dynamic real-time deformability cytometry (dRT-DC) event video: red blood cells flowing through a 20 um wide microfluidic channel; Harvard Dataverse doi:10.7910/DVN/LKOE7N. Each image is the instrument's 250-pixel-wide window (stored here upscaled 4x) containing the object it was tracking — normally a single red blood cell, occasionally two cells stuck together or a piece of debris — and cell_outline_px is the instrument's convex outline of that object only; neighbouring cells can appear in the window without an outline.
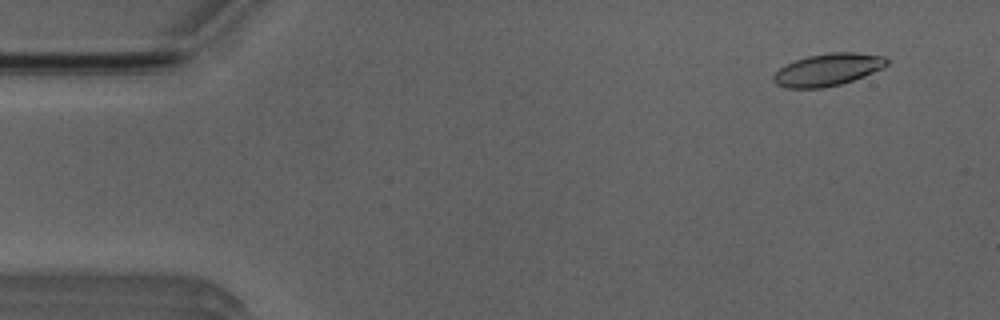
{"species": "Egyptian fruit bat (a non-hibernating species)", "species_latin": "Rousettus aegyptiacus", "temperature_condition": "room temperature", "stored_images_in_passage": 5, "camera_frame_rate_fps": 3000, "um_per_image_px": 0.085, "animal": {"sex": "male"}, "frame": {"image": 1, "passage_image": 2, "time_ms": 1.0, "image_size_px": [1000, 320], "cell_outline_px": [[888, 64], [884, 68], [864, 76], [840, 84], [820, 88], [788, 88], [776, 84], [772, 80], [772, 76], [780, 68], [796, 60], [808, 56], [828, 52], [856, 52], [884, 56], [888, 60]], "centroid_in_image_um": [70.38, 5.91], "position_along_channel_um": 14.6, "area_um2": 21.27}}
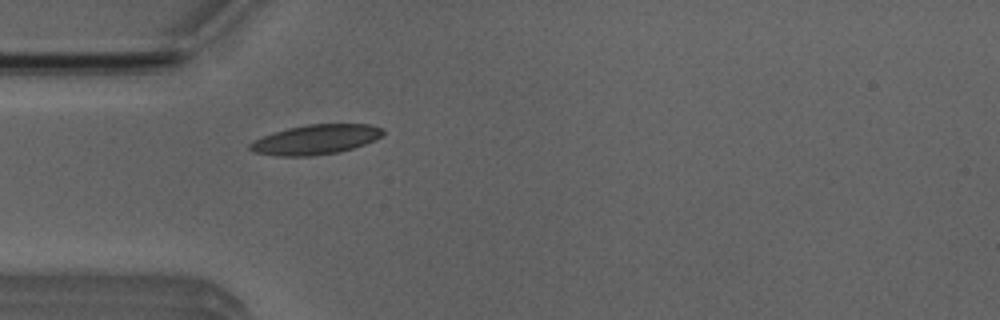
{"frame": {"image": 2, "passage_image": 5, "time_ms": 4.667, "image_size_px": [1000, 320], "cell_outline_px": [[384, 132], [380, 136], [364, 144], [352, 148], [336, 152], [308, 156], [280, 156], [252, 152], [248, 148], [248, 144], [252, 140], [272, 132], [288, 128], [308, 124], [368, 124], [380, 128]], "centroid_in_image_um": [26.73, 11.86], "position_along_channel_um": 58.3, "area_um2": 22.83}}